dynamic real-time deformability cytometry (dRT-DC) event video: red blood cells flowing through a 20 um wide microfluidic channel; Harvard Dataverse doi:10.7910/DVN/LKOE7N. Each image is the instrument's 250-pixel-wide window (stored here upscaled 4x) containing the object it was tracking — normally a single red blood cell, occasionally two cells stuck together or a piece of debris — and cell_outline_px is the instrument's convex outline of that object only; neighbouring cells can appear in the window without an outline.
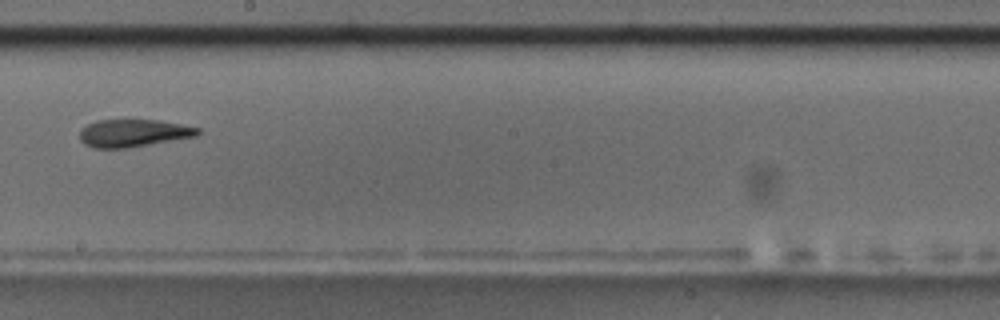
{"species": "common noctule bat (a hibernating species)", "species_latin": "Nyctalus noctula", "temperature_condition": "room temperature", "stored_images_in_passage": 10, "camera_frame_rate_fps": 3000, "um_per_image_px": 0.085, "animal": {"sex": "male", "body_mass_g": 17.5, "forearm_length_mm": 52.3}, "frame": {"image": 1, "passage_image": 10, "time_ms": 11.0, "image_size_px": [1000, 320], "cell_outline_px": [[200, 132], [196, 136], [128, 148], [92, 148], [84, 144], [80, 140], [80, 132], [88, 124], [96, 120], [156, 120], [180, 124], [200, 128]], "centroid_in_image_um": [11.32, 11.32], "position_along_channel_um": 236.9, "area_um2": 18.84}}